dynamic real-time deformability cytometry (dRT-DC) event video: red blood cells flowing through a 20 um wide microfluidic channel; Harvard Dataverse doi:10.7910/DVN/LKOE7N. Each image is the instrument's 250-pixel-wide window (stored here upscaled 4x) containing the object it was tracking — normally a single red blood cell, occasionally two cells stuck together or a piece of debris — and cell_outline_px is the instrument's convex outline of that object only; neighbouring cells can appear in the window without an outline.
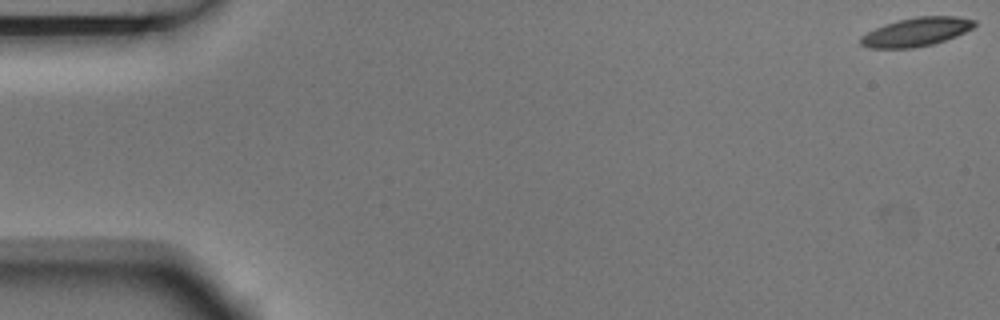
{"species": "Egyptian fruit bat (a non-hibernating species)", "species_latin": "Rousettus aegyptiacus", "temperature_condition": "room temperature", "stored_images_in_passage": 3, "segment_of_instrument_passage": [2, 2], "camera_frame_rate_fps": 3000, "um_per_image_px": 0.085, "animal": {"sex": "male"}, "frame": {"image": 1, "passage_image": 3, "time_ms": 0.667, "image_size_px": [1000, 320], "cell_outline_px": [[976, 24], [972, 28], [956, 36], [932, 44], [912, 48], [868, 48], [860, 44], [860, 36], [876, 28], [900, 20], [916, 16], [956, 16], [976, 20]], "centroid_in_image_um": [77.89, 2.71], "position_along_channel_um": 7.1, "area_um2": 18.79}}